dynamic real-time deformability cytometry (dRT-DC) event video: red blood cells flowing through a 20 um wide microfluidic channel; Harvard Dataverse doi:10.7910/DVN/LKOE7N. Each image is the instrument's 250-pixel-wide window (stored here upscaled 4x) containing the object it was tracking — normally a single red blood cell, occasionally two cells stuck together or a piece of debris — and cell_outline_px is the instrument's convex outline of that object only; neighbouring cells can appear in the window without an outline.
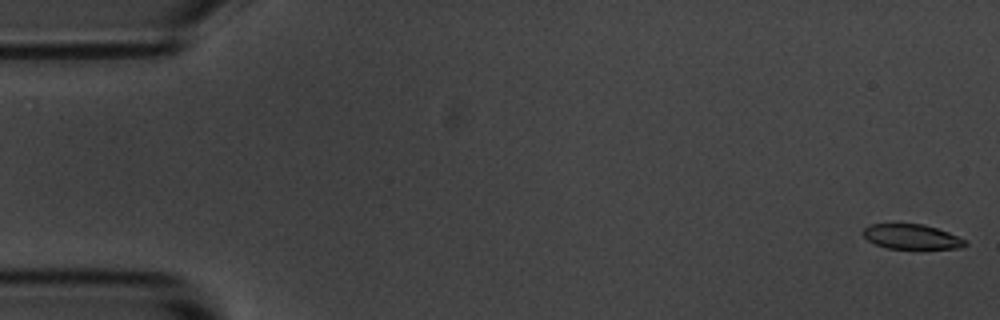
{"species": "common noctule bat (a hibernating species)", "species_latin": "Nyctalus noctula", "temperature_condition": "room temperature", "stored_images_in_passage": 4, "camera_frame_rate_fps": 3000, "um_per_image_px": 0.085, "animal": {"sex": "male", "body_mass_g": 20.1, "forearm_length_mm": 53.5}, "frame": {"image": 1, "passage_image": 1, "time_ms": 0.0, "image_size_px": [1000, 320], "cell_outline_px": [[968, 244], [960, 248], [888, 248], [876, 244], [868, 240], [860, 232], [868, 224], [924, 224], [948, 232], [968, 240]], "centroid_in_image_um": [77.49, 20.11], "position_along_channel_um": 7.5, "area_um2": 14.74}}
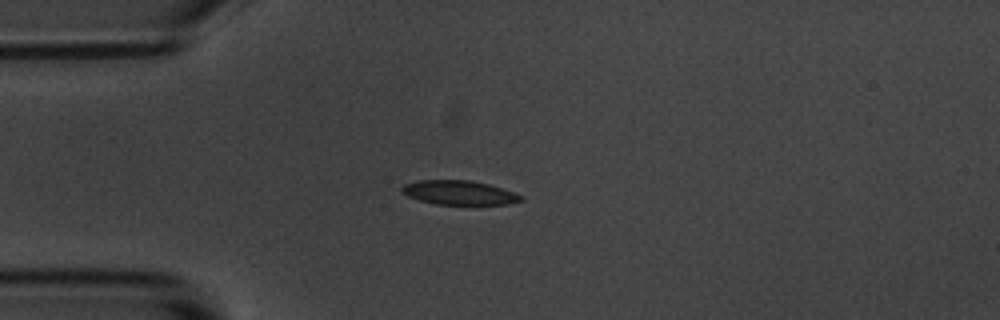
{"frame": {"image": 2, "passage_image": 4, "time_ms": 4.333, "image_size_px": [1000, 320], "cell_outline_px": [[524, 200], [508, 204], [436, 204], [420, 200], [408, 196], [400, 192], [400, 188], [404, 184], [420, 180], [468, 180], [488, 184], [524, 196]], "centroid_in_image_um": [39.0, 16.37], "position_along_channel_um": 46.0, "area_um2": 16.65}}